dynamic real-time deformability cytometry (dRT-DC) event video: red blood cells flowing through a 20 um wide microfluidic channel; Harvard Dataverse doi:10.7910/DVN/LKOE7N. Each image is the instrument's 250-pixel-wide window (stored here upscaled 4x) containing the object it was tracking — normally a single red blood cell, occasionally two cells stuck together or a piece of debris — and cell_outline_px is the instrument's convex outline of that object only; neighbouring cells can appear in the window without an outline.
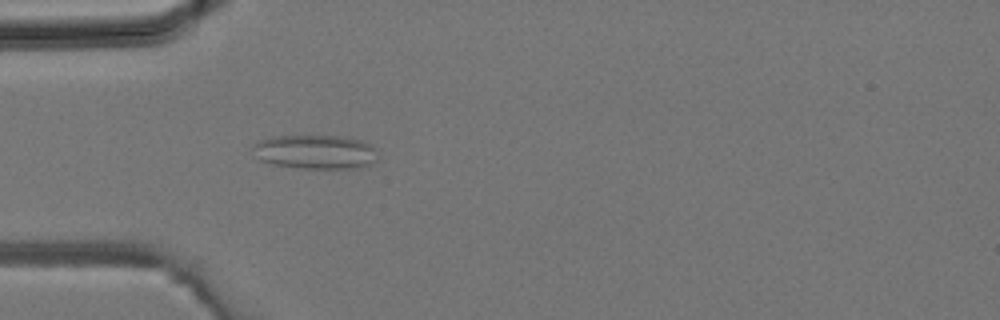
{"species": "common noctule bat (a hibernating species)", "species_latin": "Nyctalus noctula", "temperature_condition": "room temperature", "stored_images_in_passage": 4, "camera_frame_rate_fps": 3000, "um_per_image_px": 0.085, "animal": {"sex": "male", "body_mass_g": 19.2, "forearm_length_mm": 51.8}, "frame": {"image": 1, "passage_image": 4, "time_ms": 1.0, "image_size_px": [1000, 320], "cell_outline_px": [[376, 160], [372, 164], [360, 168], [300, 168], [272, 164], [260, 160], [252, 148], [252, 144], [260, 140], [272, 136], [340, 136], [360, 140], [372, 144], [376, 148]], "centroid_in_image_um": [26.82, 12.91], "position_along_channel_um": 58.2, "area_um2": 24.97}}